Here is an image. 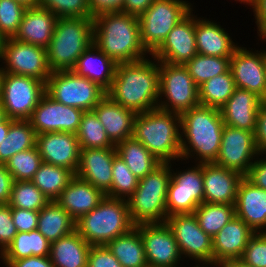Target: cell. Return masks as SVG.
<instances>
[{"instance_id": "cell-46", "label": "cell", "mask_w": 266, "mask_h": 267, "mask_svg": "<svg viewBox=\"0 0 266 267\" xmlns=\"http://www.w3.org/2000/svg\"><path fill=\"white\" fill-rule=\"evenodd\" d=\"M26 9L15 0H0V32L6 38L15 37Z\"/></svg>"}, {"instance_id": "cell-5", "label": "cell", "mask_w": 266, "mask_h": 267, "mask_svg": "<svg viewBox=\"0 0 266 267\" xmlns=\"http://www.w3.org/2000/svg\"><path fill=\"white\" fill-rule=\"evenodd\" d=\"M93 18H58L46 48L52 72L73 70L78 58L93 44Z\"/></svg>"}, {"instance_id": "cell-49", "label": "cell", "mask_w": 266, "mask_h": 267, "mask_svg": "<svg viewBox=\"0 0 266 267\" xmlns=\"http://www.w3.org/2000/svg\"><path fill=\"white\" fill-rule=\"evenodd\" d=\"M87 267H122L106 245L91 246Z\"/></svg>"}, {"instance_id": "cell-57", "label": "cell", "mask_w": 266, "mask_h": 267, "mask_svg": "<svg viewBox=\"0 0 266 267\" xmlns=\"http://www.w3.org/2000/svg\"><path fill=\"white\" fill-rule=\"evenodd\" d=\"M153 1L154 0H124L121 12L139 17L151 6Z\"/></svg>"}, {"instance_id": "cell-36", "label": "cell", "mask_w": 266, "mask_h": 267, "mask_svg": "<svg viewBox=\"0 0 266 267\" xmlns=\"http://www.w3.org/2000/svg\"><path fill=\"white\" fill-rule=\"evenodd\" d=\"M36 136L29 120H13L6 138L0 143V164H6L18 152L35 147Z\"/></svg>"}, {"instance_id": "cell-45", "label": "cell", "mask_w": 266, "mask_h": 267, "mask_svg": "<svg viewBox=\"0 0 266 267\" xmlns=\"http://www.w3.org/2000/svg\"><path fill=\"white\" fill-rule=\"evenodd\" d=\"M38 6L50 10L58 18H93L88 0H39Z\"/></svg>"}, {"instance_id": "cell-8", "label": "cell", "mask_w": 266, "mask_h": 267, "mask_svg": "<svg viewBox=\"0 0 266 267\" xmlns=\"http://www.w3.org/2000/svg\"><path fill=\"white\" fill-rule=\"evenodd\" d=\"M183 0H154L139 19L141 41L151 55L171 30L191 11Z\"/></svg>"}, {"instance_id": "cell-10", "label": "cell", "mask_w": 266, "mask_h": 267, "mask_svg": "<svg viewBox=\"0 0 266 267\" xmlns=\"http://www.w3.org/2000/svg\"><path fill=\"white\" fill-rule=\"evenodd\" d=\"M46 93L55 101L90 111L107 95L98 83L78 76L72 70L52 72L46 82Z\"/></svg>"}, {"instance_id": "cell-51", "label": "cell", "mask_w": 266, "mask_h": 267, "mask_svg": "<svg viewBox=\"0 0 266 267\" xmlns=\"http://www.w3.org/2000/svg\"><path fill=\"white\" fill-rule=\"evenodd\" d=\"M254 136L259 154H266V100L259 106Z\"/></svg>"}, {"instance_id": "cell-23", "label": "cell", "mask_w": 266, "mask_h": 267, "mask_svg": "<svg viewBox=\"0 0 266 267\" xmlns=\"http://www.w3.org/2000/svg\"><path fill=\"white\" fill-rule=\"evenodd\" d=\"M262 101L255 93L236 87L227 102L220 108L224 124L254 133L257 112Z\"/></svg>"}, {"instance_id": "cell-21", "label": "cell", "mask_w": 266, "mask_h": 267, "mask_svg": "<svg viewBox=\"0 0 266 267\" xmlns=\"http://www.w3.org/2000/svg\"><path fill=\"white\" fill-rule=\"evenodd\" d=\"M115 147L80 149L76 176L106 193L112 186Z\"/></svg>"}, {"instance_id": "cell-27", "label": "cell", "mask_w": 266, "mask_h": 267, "mask_svg": "<svg viewBox=\"0 0 266 267\" xmlns=\"http://www.w3.org/2000/svg\"><path fill=\"white\" fill-rule=\"evenodd\" d=\"M96 116L105 128L109 140L116 145L133 136L136 113L106 95L94 108Z\"/></svg>"}, {"instance_id": "cell-2", "label": "cell", "mask_w": 266, "mask_h": 267, "mask_svg": "<svg viewBox=\"0 0 266 267\" xmlns=\"http://www.w3.org/2000/svg\"><path fill=\"white\" fill-rule=\"evenodd\" d=\"M93 44L118 63L145 59L149 53L142 44L139 19L121 11L93 16Z\"/></svg>"}, {"instance_id": "cell-16", "label": "cell", "mask_w": 266, "mask_h": 267, "mask_svg": "<svg viewBox=\"0 0 266 267\" xmlns=\"http://www.w3.org/2000/svg\"><path fill=\"white\" fill-rule=\"evenodd\" d=\"M83 110L55 101L47 93L28 119L36 134L47 132H70L76 134Z\"/></svg>"}, {"instance_id": "cell-56", "label": "cell", "mask_w": 266, "mask_h": 267, "mask_svg": "<svg viewBox=\"0 0 266 267\" xmlns=\"http://www.w3.org/2000/svg\"><path fill=\"white\" fill-rule=\"evenodd\" d=\"M251 6L254 8L259 36L266 39V0H253Z\"/></svg>"}, {"instance_id": "cell-6", "label": "cell", "mask_w": 266, "mask_h": 267, "mask_svg": "<svg viewBox=\"0 0 266 267\" xmlns=\"http://www.w3.org/2000/svg\"><path fill=\"white\" fill-rule=\"evenodd\" d=\"M170 163H160L138 181L134 193L126 200L133 224L165 223L166 198L171 179Z\"/></svg>"}, {"instance_id": "cell-53", "label": "cell", "mask_w": 266, "mask_h": 267, "mask_svg": "<svg viewBox=\"0 0 266 267\" xmlns=\"http://www.w3.org/2000/svg\"><path fill=\"white\" fill-rule=\"evenodd\" d=\"M7 267H55L49 256H29L19 260H4Z\"/></svg>"}, {"instance_id": "cell-29", "label": "cell", "mask_w": 266, "mask_h": 267, "mask_svg": "<svg viewBox=\"0 0 266 267\" xmlns=\"http://www.w3.org/2000/svg\"><path fill=\"white\" fill-rule=\"evenodd\" d=\"M96 53V54H95ZM117 63L92 44L78 58L73 72L98 83L106 91L115 77Z\"/></svg>"}, {"instance_id": "cell-3", "label": "cell", "mask_w": 266, "mask_h": 267, "mask_svg": "<svg viewBox=\"0 0 266 267\" xmlns=\"http://www.w3.org/2000/svg\"><path fill=\"white\" fill-rule=\"evenodd\" d=\"M180 116L181 158L188 159L193 152L198 156L199 163L215 162L219 155L225 125L220 109L198 105Z\"/></svg>"}, {"instance_id": "cell-14", "label": "cell", "mask_w": 266, "mask_h": 267, "mask_svg": "<svg viewBox=\"0 0 266 267\" xmlns=\"http://www.w3.org/2000/svg\"><path fill=\"white\" fill-rule=\"evenodd\" d=\"M203 202L202 163L183 172L171 174L166 198L167 217L173 214L194 213Z\"/></svg>"}, {"instance_id": "cell-26", "label": "cell", "mask_w": 266, "mask_h": 267, "mask_svg": "<svg viewBox=\"0 0 266 267\" xmlns=\"http://www.w3.org/2000/svg\"><path fill=\"white\" fill-rule=\"evenodd\" d=\"M254 234L255 232L242 219L235 216L212 237L214 263L240 259Z\"/></svg>"}, {"instance_id": "cell-38", "label": "cell", "mask_w": 266, "mask_h": 267, "mask_svg": "<svg viewBox=\"0 0 266 267\" xmlns=\"http://www.w3.org/2000/svg\"><path fill=\"white\" fill-rule=\"evenodd\" d=\"M235 88L233 74L229 69L198 87L199 103L202 106L220 109L233 94Z\"/></svg>"}, {"instance_id": "cell-48", "label": "cell", "mask_w": 266, "mask_h": 267, "mask_svg": "<svg viewBox=\"0 0 266 267\" xmlns=\"http://www.w3.org/2000/svg\"><path fill=\"white\" fill-rule=\"evenodd\" d=\"M18 231L12 220L11 207L0 204V254L12 243Z\"/></svg>"}, {"instance_id": "cell-35", "label": "cell", "mask_w": 266, "mask_h": 267, "mask_svg": "<svg viewBox=\"0 0 266 267\" xmlns=\"http://www.w3.org/2000/svg\"><path fill=\"white\" fill-rule=\"evenodd\" d=\"M51 243L36 229L18 232L12 243L1 254L3 260H19L29 256H49Z\"/></svg>"}, {"instance_id": "cell-32", "label": "cell", "mask_w": 266, "mask_h": 267, "mask_svg": "<svg viewBox=\"0 0 266 267\" xmlns=\"http://www.w3.org/2000/svg\"><path fill=\"white\" fill-rule=\"evenodd\" d=\"M37 230L51 243L74 232L76 221L56 201H49L39 211Z\"/></svg>"}, {"instance_id": "cell-9", "label": "cell", "mask_w": 266, "mask_h": 267, "mask_svg": "<svg viewBox=\"0 0 266 267\" xmlns=\"http://www.w3.org/2000/svg\"><path fill=\"white\" fill-rule=\"evenodd\" d=\"M46 93V83L24 75L1 73L0 101L6 117L28 120Z\"/></svg>"}, {"instance_id": "cell-22", "label": "cell", "mask_w": 266, "mask_h": 267, "mask_svg": "<svg viewBox=\"0 0 266 267\" xmlns=\"http://www.w3.org/2000/svg\"><path fill=\"white\" fill-rule=\"evenodd\" d=\"M204 202L235 204L237 188L243 179L240 173L211 163H202Z\"/></svg>"}, {"instance_id": "cell-30", "label": "cell", "mask_w": 266, "mask_h": 267, "mask_svg": "<svg viewBox=\"0 0 266 267\" xmlns=\"http://www.w3.org/2000/svg\"><path fill=\"white\" fill-rule=\"evenodd\" d=\"M197 53L216 57H231L238 46L217 23L195 17Z\"/></svg>"}, {"instance_id": "cell-4", "label": "cell", "mask_w": 266, "mask_h": 267, "mask_svg": "<svg viewBox=\"0 0 266 267\" xmlns=\"http://www.w3.org/2000/svg\"><path fill=\"white\" fill-rule=\"evenodd\" d=\"M180 121L179 114L159 108L140 113L135 117L132 137L161 163H171L181 158Z\"/></svg>"}, {"instance_id": "cell-17", "label": "cell", "mask_w": 266, "mask_h": 267, "mask_svg": "<svg viewBox=\"0 0 266 267\" xmlns=\"http://www.w3.org/2000/svg\"><path fill=\"white\" fill-rule=\"evenodd\" d=\"M235 86L255 93L266 100V52L253 53L237 47L230 58Z\"/></svg>"}, {"instance_id": "cell-24", "label": "cell", "mask_w": 266, "mask_h": 267, "mask_svg": "<svg viewBox=\"0 0 266 267\" xmlns=\"http://www.w3.org/2000/svg\"><path fill=\"white\" fill-rule=\"evenodd\" d=\"M234 208L236 216L255 233L263 232L266 227V190L254 186L243 177L237 188Z\"/></svg>"}, {"instance_id": "cell-64", "label": "cell", "mask_w": 266, "mask_h": 267, "mask_svg": "<svg viewBox=\"0 0 266 267\" xmlns=\"http://www.w3.org/2000/svg\"><path fill=\"white\" fill-rule=\"evenodd\" d=\"M147 267H167V266H150V265H148Z\"/></svg>"}, {"instance_id": "cell-61", "label": "cell", "mask_w": 266, "mask_h": 267, "mask_svg": "<svg viewBox=\"0 0 266 267\" xmlns=\"http://www.w3.org/2000/svg\"><path fill=\"white\" fill-rule=\"evenodd\" d=\"M6 40L7 38L0 32V58H2Z\"/></svg>"}, {"instance_id": "cell-19", "label": "cell", "mask_w": 266, "mask_h": 267, "mask_svg": "<svg viewBox=\"0 0 266 267\" xmlns=\"http://www.w3.org/2000/svg\"><path fill=\"white\" fill-rule=\"evenodd\" d=\"M192 10L171 30L163 43L151 54L154 60L185 65L197 54L195 18Z\"/></svg>"}, {"instance_id": "cell-37", "label": "cell", "mask_w": 266, "mask_h": 267, "mask_svg": "<svg viewBox=\"0 0 266 267\" xmlns=\"http://www.w3.org/2000/svg\"><path fill=\"white\" fill-rule=\"evenodd\" d=\"M74 176L68 168L43 162L31 181L49 201H55Z\"/></svg>"}, {"instance_id": "cell-13", "label": "cell", "mask_w": 266, "mask_h": 267, "mask_svg": "<svg viewBox=\"0 0 266 267\" xmlns=\"http://www.w3.org/2000/svg\"><path fill=\"white\" fill-rule=\"evenodd\" d=\"M1 59L6 63V68H0L1 72L32 77L44 83L52 73L46 48L20 42L15 38H7Z\"/></svg>"}, {"instance_id": "cell-20", "label": "cell", "mask_w": 266, "mask_h": 267, "mask_svg": "<svg viewBox=\"0 0 266 267\" xmlns=\"http://www.w3.org/2000/svg\"><path fill=\"white\" fill-rule=\"evenodd\" d=\"M36 147L44 163L68 168L76 174L80 157L76 134L70 132L37 134Z\"/></svg>"}, {"instance_id": "cell-12", "label": "cell", "mask_w": 266, "mask_h": 267, "mask_svg": "<svg viewBox=\"0 0 266 267\" xmlns=\"http://www.w3.org/2000/svg\"><path fill=\"white\" fill-rule=\"evenodd\" d=\"M165 223L172 231L181 254L203 264L214 263L212 237L201 229L194 213L170 215Z\"/></svg>"}, {"instance_id": "cell-41", "label": "cell", "mask_w": 266, "mask_h": 267, "mask_svg": "<svg viewBox=\"0 0 266 267\" xmlns=\"http://www.w3.org/2000/svg\"><path fill=\"white\" fill-rule=\"evenodd\" d=\"M231 57H216L196 54L185 66L195 84L199 87L207 80L230 69Z\"/></svg>"}, {"instance_id": "cell-52", "label": "cell", "mask_w": 266, "mask_h": 267, "mask_svg": "<svg viewBox=\"0 0 266 267\" xmlns=\"http://www.w3.org/2000/svg\"><path fill=\"white\" fill-rule=\"evenodd\" d=\"M245 178L254 186L266 190V158L254 161Z\"/></svg>"}, {"instance_id": "cell-39", "label": "cell", "mask_w": 266, "mask_h": 267, "mask_svg": "<svg viewBox=\"0 0 266 267\" xmlns=\"http://www.w3.org/2000/svg\"><path fill=\"white\" fill-rule=\"evenodd\" d=\"M201 229L211 237L215 236L235 216L232 204L201 203L194 211Z\"/></svg>"}, {"instance_id": "cell-18", "label": "cell", "mask_w": 266, "mask_h": 267, "mask_svg": "<svg viewBox=\"0 0 266 267\" xmlns=\"http://www.w3.org/2000/svg\"><path fill=\"white\" fill-rule=\"evenodd\" d=\"M136 227L144 243L148 265L177 266L182 254L166 223L139 224Z\"/></svg>"}, {"instance_id": "cell-1", "label": "cell", "mask_w": 266, "mask_h": 267, "mask_svg": "<svg viewBox=\"0 0 266 267\" xmlns=\"http://www.w3.org/2000/svg\"><path fill=\"white\" fill-rule=\"evenodd\" d=\"M157 63L146 58L118 63L107 95L136 114L157 109L160 97L159 61Z\"/></svg>"}, {"instance_id": "cell-59", "label": "cell", "mask_w": 266, "mask_h": 267, "mask_svg": "<svg viewBox=\"0 0 266 267\" xmlns=\"http://www.w3.org/2000/svg\"><path fill=\"white\" fill-rule=\"evenodd\" d=\"M14 119L5 117L0 122V143L6 138L10 124L12 123Z\"/></svg>"}, {"instance_id": "cell-43", "label": "cell", "mask_w": 266, "mask_h": 267, "mask_svg": "<svg viewBox=\"0 0 266 267\" xmlns=\"http://www.w3.org/2000/svg\"><path fill=\"white\" fill-rule=\"evenodd\" d=\"M43 160L37 147L18 152L5 164L14 181H31Z\"/></svg>"}, {"instance_id": "cell-62", "label": "cell", "mask_w": 266, "mask_h": 267, "mask_svg": "<svg viewBox=\"0 0 266 267\" xmlns=\"http://www.w3.org/2000/svg\"><path fill=\"white\" fill-rule=\"evenodd\" d=\"M6 117L5 115V112H4V108L1 104V101H0V122Z\"/></svg>"}, {"instance_id": "cell-58", "label": "cell", "mask_w": 266, "mask_h": 267, "mask_svg": "<svg viewBox=\"0 0 266 267\" xmlns=\"http://www.w3.org/2000/svg\"><path fill=\"white\" fill-rule=\"evenodd\" d=\"M214 264L216 266L220 267H252L251 265L246 264L241 259H232V260H226L219 263H206V265Z\"/></svg>"}, {"instance_id": "cell-31", "label": "cell", "mask_w": 266, "mask_h": 267, "mask_svg": "<svg viewBox=\"0 0 266 267\" xmlns=\"http://www.w3.org/2000/svg\"><path fill=\"white\" fill-rule=\"evenodd\" d=\"M90 247L75 230L51 242L49 259L55 267H87Z\"/></svg>"}, {"instance_id": "cell-25", "label": "cell", "mask_w": 266, "mask_h": 267, "mask_svg": "<svg viewBox=\"0 0 266 267\" xmlns=\"http://www.w3.org/2000/svg\"><path fill=\"white\" fill-rule=\"evenodd\" d=\"M106 194L76 175L55 201L75 220L96 208Z\"/></svg>"}, {"instance_id": "cell-28", "label": "cell", "mask_w": 266, "mask_h": 267, "mask_svg": "<svg viewBox=\"0 0 266 267\" xmlns=\"http://www.w3.org/2000/svg\"><path fill=\"white\" fill-rule=\"evenodd\" d=\"M58 17L40 6L27 8L24 12L15 39L47 48L53 37Z\"/></svg>"}, {"instance_id": "cell-60", "label": "cell", "mask_w": 266, "mask_h": 267, "mask_svg": "<svg viewBox=\"0 0 266 267\" xmlns=\"http://www.w3.org/2000/svg\"><path fill=\"white\" fill-rule=\"evenodd\" d=\"M15 1L19 2L26 8L36 7L39 4V0H15Z\"/></svg>"}, {"instance_id": "cell-33", "label": "cell", "mask_w": 266, "mask_h": 267, "mask_svg": "<svg viewBox=\"0 0 266 267\" xmlns=\"http://www.w3.org/2000/svg\"><path fill=\"white\" fill-rule=\"evenodd\" d=\"M106 246L122 267L148 266L144 243L136 226L128 233L111 240Z\"/></svg>"}, {"instance_id": "cell-7", "label": "cell", "mask_w": 266, "mask_h": 267, "mask_svg": "<svg viewBox=\"0 0 266 267\" xmlns=\"http://www.w3.org/2000/svg\"><path fill=\"white\" fill-rule=\"evenodd\" d=\"M134 227L126 199L107 196L96 208L76 221V231L91 246L107 245Z\"/></svg>"}, {"instance_id": "cell-54", "label": "cell", "mask_w": 266, "mask_h": 267, "mask_svg": "<svg viewBox=\"0 0 266 267\" xmlns=\"http://www.w3.org/2000/svg\"><path fill=\"white\" fill-rule=\"evenodd\" d=\"M14 179L5 164H0V204H8Z\"/></svg>"}, {"instance_id": "cell-15", "label": "cell", "mask_w": 266, "mask_h": 267, "mask_svg": "<svg viewBox=\"0 0 266 267\" xmlns=\"http://www.w3.org/2000/svg\"><path fill=\"white\" fill-rule=\"evenodd\" d=\"M256 155H260L252 131L224 125L221 146L215 164L246 176Z\"/></svg>"}, {"instance_id": "cell-42", "label": "cell", "mask_w": 266, "mask_h": 267, "mask_svg": "<svg viewBox=\"0 0 266 267\" xmlns=\"http://www.w3.org/2000/svg\"><path fill=\"white\" fill-rule=\"evenodd\" d=\"M48 202L32 181H14L8 205L11 208L40 211Z\"/></svg>"}, {"instance_id": "cell-50", "label": "cell", "mask_w": 266, "mask_h": 267, "mask_svg": "<svg viewBox=\"0 0 266 267\" xmlns=\"http://www.w3.org/2000/svg\"><path fill=\"white\" fill-rule=\"evenodd\" d=\"M13 224L18 232H30L37 229L39 211L11 208Z\"/></svg>"}, {"instance_id": "cell-47", "label": "cell", "mask_w": 266, "mask_h": 267, "mask_svg": "<svg viewBox=\"0 0 266 267\" xmlns=\"http://www.w3.org/2000/svg\"><path fill=\"white\" fill-rule=\"evenodd\" d=\"M240 259L252 267H266V230L250 238Z\"/></svg>"}, {"instance_id": "cell-55", "label": "cell", "mask_w": 266, "mask_h": 267, "mask_svg": "<svg viewBox=\"0 0 266 267\" xmlns=\"http://www.w3.org/2000/svg\"><path fill=\"white\" fill-rule=\"evenodd\" d=\"M124 0H88L91 14L122 11Z\"/></svg>"}, {"instance_id": "cell-11", "label": "cell", "mask_w": 266, "mask_h": 267, "mask_svg": "<svg viewBox=\"0 0 266 267\" xmlns=\"http://www.w3.org/2000/svg\"><path fill=\"white\" fill-rule=\"evenodd\" d=\"M159 94L167 102L159 101L158 108L181 115L199 103L198 86L185 65L159 62ZM170 104V105H169Z\"/></svg>"}, {"instance_id": "cell-40", "label": "cell", "mask_w": 266, "mask_h": 267, "mask_svg": "<svg viewBox=\"0 0 266 267\" xmlns=\"http://www.w3.org/2000/svg\"><path fill=\"white\" fill-rule=\"evenodd\" d=\"M76 136L80 149L115 147L93 110L83 112Z\"/></svg>"}, {"instance_id": "cell-63", "label": "cell", "mask_w": 266, "mask_h": 267, "mask_svg": "<svg viewBox=\"0 0 266 267\" xmlns=\"http://www.w3.org/2000/svg\"><path fill=\"white\" fill-rule=\"evenodd\" d=\"M237 1H241V3L243 2V3H249V5L251 6L252 5V3H253V0H237Z\"/></svg>"}, {"instance_id": "cell-34", "label": "cell", "mask_w": 266, "mask_h": 267, "mask_svg": "<svg viewBox=\"0 0 266 267\" xmlns=\"http://www.w3.org/2000/svg\"><path fill=\"white\" fill-rule=\"evenodd\" d=\"M115 148L117 155L138 180L144 178L161 163L140 141L133 137L117 143Z\"/></svg>"}, {"instance_id": "cell-44", "label": "cell", "mask_w": 266, "mask_h": 267, "mask_svg": "<svg viewBox=\"0 0 266 267\" xmlns=\"http://www.w3.org/2000/svg\"><path fill=\"white\" fill-rule=\"evenodd\" d=\"M112 186L105 193L107 197L127 199L138 186V179L127 167L126 163L116 154L112 164Z\"/></svg>"}]
</instances>
